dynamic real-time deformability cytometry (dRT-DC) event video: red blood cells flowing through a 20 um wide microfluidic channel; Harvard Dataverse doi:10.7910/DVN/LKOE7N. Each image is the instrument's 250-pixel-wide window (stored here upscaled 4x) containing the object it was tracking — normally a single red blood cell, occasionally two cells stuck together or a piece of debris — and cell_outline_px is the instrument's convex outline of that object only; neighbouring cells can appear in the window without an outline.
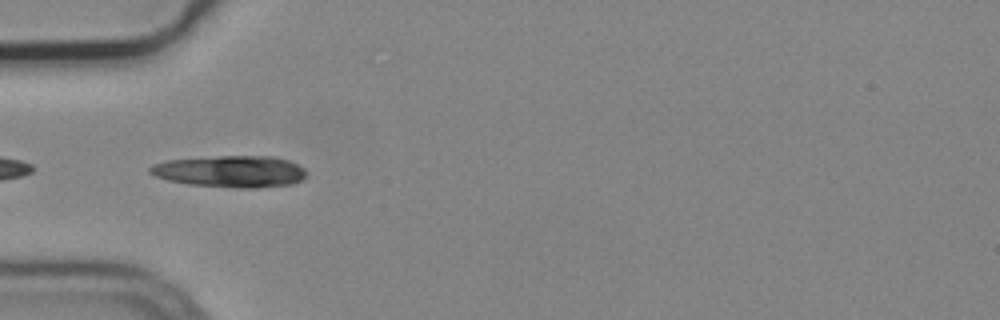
{"species": "common noctule bat (a hibernating species)", "species_latin": "Nyctalus noctula", "temperature_condition": "cold", "stored_images_in_passage": 5, "camera_frame_rate_fps": 3000, "um_per_image_px": 0.085, "animal": {"sex": "male", "body_mass_g": 19.2, "forearm_length_mm": 51.8}, "frame": {"image": 1, "passage_image": 4, "time_ms": 1.0, "image_size_px": [1000, 320], "cell_outline_px": [[304, 176], [300, 180], [292, 184], [252, 188], [236, 188], [188, 184], [168, 180], [156, 176], [148, 172], [148, 168], [152, 164], [168, 160], [220, 156], [272, 156], [288, 160], [304, 168]], "centroid_in_image_um": [19.56, 14.57], "position_along_channel_um": 65.4, "area_um2": 28.73}}
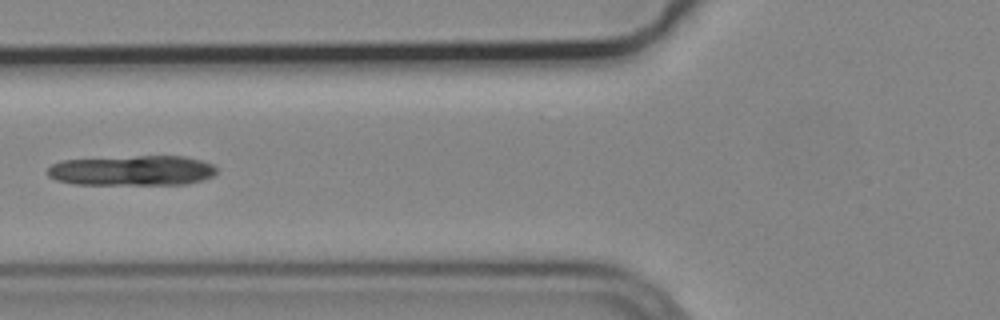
{"frame": {"image": 2, "passage_image": 5, "time_ms": 1.333, "image_size_px": [1000, 320], "cell_outline_px": [[216, 172], [212, 176], [204, 180], [188, 184], [76, 184], [56, 180], [48, 176], [48, 168], [52, 164], [64, 160], [136, 156], [184, 156], [200, 160], [212, 164], [216, 168]], "centroid_in_image_um": [11.26, 14.5], "position_along_channel_um": 114.5, "area_um2": 29.59}}